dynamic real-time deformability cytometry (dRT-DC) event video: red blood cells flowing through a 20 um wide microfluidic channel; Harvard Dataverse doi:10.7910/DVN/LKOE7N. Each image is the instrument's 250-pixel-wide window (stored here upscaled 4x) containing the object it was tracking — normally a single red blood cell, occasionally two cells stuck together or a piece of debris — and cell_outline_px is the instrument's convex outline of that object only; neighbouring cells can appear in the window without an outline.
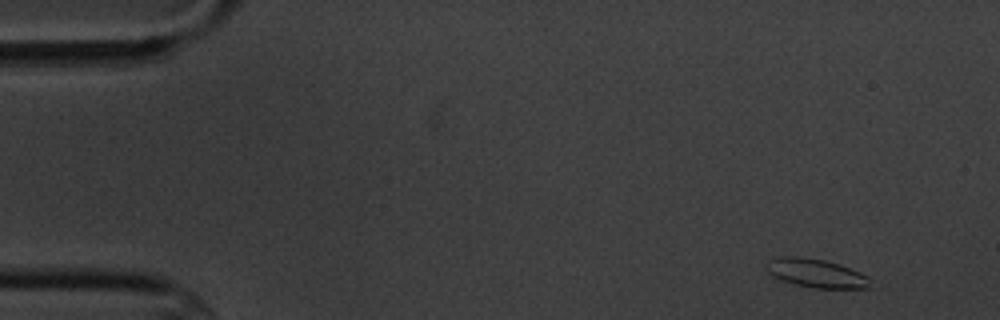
{"species": "common noctule bat (a hibernating species)", "species_latin": "Nyctalus noctula", "temperature_condition": "cold", "stored_images_in_passage": 6, "camera_frame_rate_fps": 3000, "um_per_image_px": 0.085, "animal": {"sex": "male", "body_mass_g": 20.1, "forearm_length_mm": 53.5}, "frame": {"image": 1, "passage_image": 1, "time_ms": 0.0, "image_size_px": [1000, 320], "cell_outline_px": [[872, 288], [812, 288], [780, 280], [772, 276], [768, 272], [764, 264], [768, 260], [780, 256], [796, 256], [824, 260], [840, 264], [860, 272], [868, 276], [872, 280]], "centroid_in_image_um": [69.38, 23.22], "position_along_channel_um": 15.6, "area_um2": 17.63}}
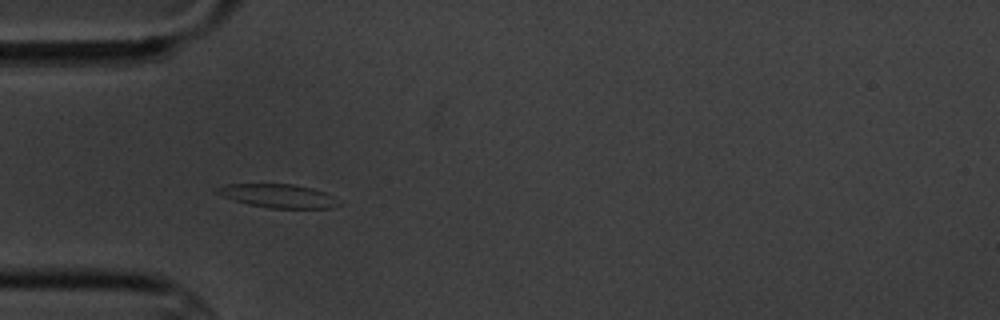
{"frame": {"image": 2, "passage_image": 5, "time_ms": 4.333, "image_size_px": [1000, 320], "cell_outline_px": [[344, 204], [328, 208], [268, 208], [248, 204], [224, 196], [216, 192], [216, 188], [228, 184], [292, 184], [312, 188], [324, 192], [332, 196]], "centroid_in_image_um": [23.7, 16.65], "position_along_channel_um": 61.3, "area_um2": 16.53}}
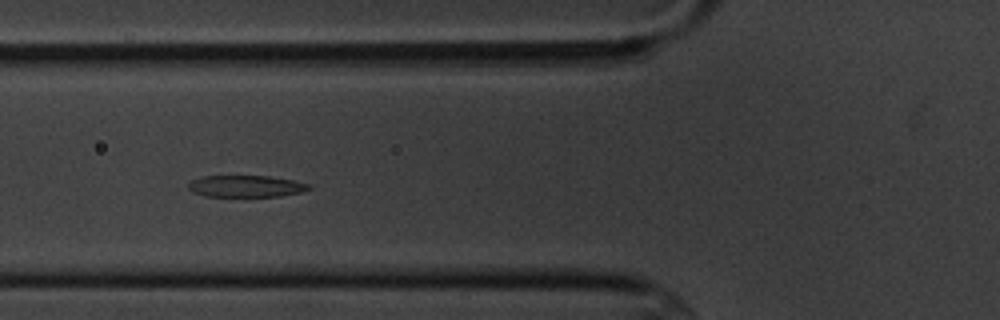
{"frame": {"image": 3, "passage_image": 6, "time_ms": 5.667, "image_size_px": [1000, 320], "cell_outline_px": [[312, 188], [300, 192], [280, 196], [244, 200], [204, 196], [192, 192], [188, 188], [188, 184], [192, 180], [204, 176], [268, 176], [296, 180], [312, 184]], "centroid_in_image_um": [20.92, 15.89], "position_along_channel_um": 104.9, "area_um2": 16.42}}